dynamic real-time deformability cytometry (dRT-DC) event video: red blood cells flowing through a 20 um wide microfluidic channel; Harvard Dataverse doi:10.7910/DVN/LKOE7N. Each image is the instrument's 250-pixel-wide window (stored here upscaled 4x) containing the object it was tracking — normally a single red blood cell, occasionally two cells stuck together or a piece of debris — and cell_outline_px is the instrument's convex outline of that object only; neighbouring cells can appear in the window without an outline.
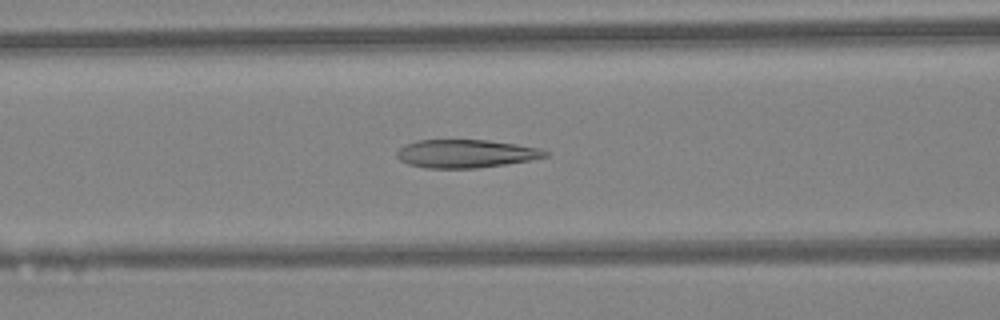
{"species": "Egyptian fruit bat (a non-hibernating species)", "species_latin": "Rousettus aegyptiacus", "temperature_condition": "warm", "stored_images_in_passage": 39, "camera_frame_rate_fps": 3000, "um_per_image_px": 0.085, "animal": {"sex": "female"}, "frame": {"image": 1, "passage_image": 13, "time_ms": 4.0, "image_size_px": [1000, 320], "cell_outline_px": [[548, 156], [528, 160], [504, 164], [476, 168], [424, 168], [408, 164], [400, 160], [396, 156], [396, 152], [404, 144], [416, 140], [488, 140], [516, 144], [540, 148], [548, 152]], "centroid_in_image_um": [39.54, 13.05], "position_along_channel_um": 127.1, "area_um2": 24.33}}
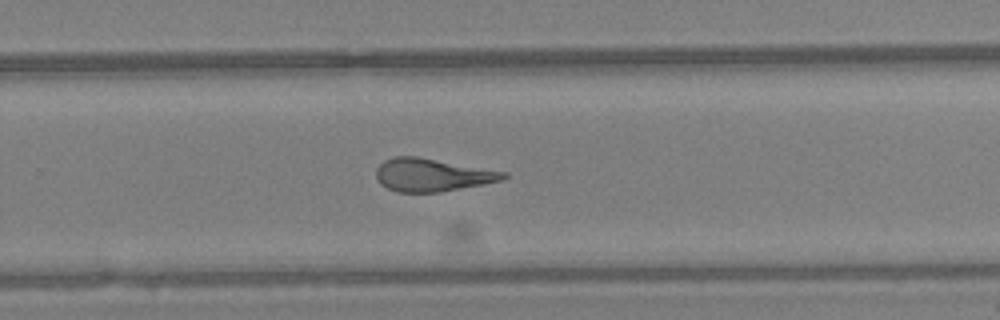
{"frame": {"image": 2, "passage_image": 24, "time_ms": 7.667, "image_size_px": [1000, 320], "cell_outline_px": [[508, 176], [504, 180], [484, 184], [440, 192], [396, 192], [380, 184], [376, 176], [376, 168], [384, 160], [396, 156], [416, 156], [508, 172]], "centroid_in_image_um": [36.74, 14.87], "position_along_channel_um": 293.1, "area_um2": 24.45}}
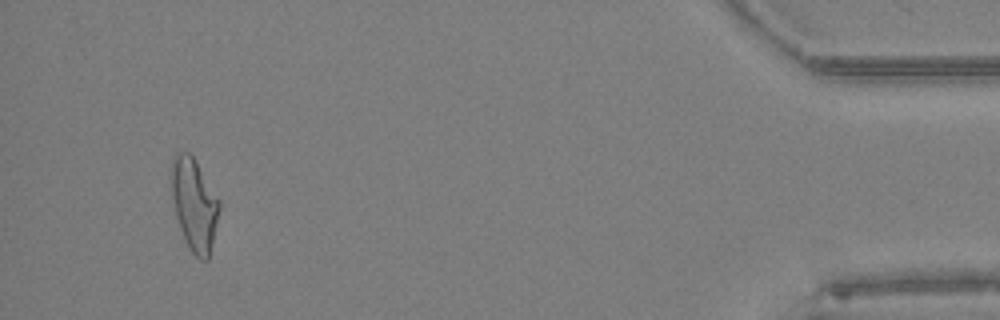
{"frame": {"image": 3, "passage_image": 37, "time_ms": 12.0, "image_size_px": [1000, 320], "cell_outline_px": [[220, 204], [208, 260], [200, 260], [192, 252], [180, 228], [176, 216], [172, 196], [172, 156], [176, 152], [188, 152], [192, 156], [220, 200]], "centroid_in_image_um": [16.5, 17.35], "position_along_channel_um": 418.7, "area_um2": 25.03}, "authors_computed_cell_mechanics": {"area_um2": 25.0274, "velocity_mm_per_s": 4.5404, "shape_relaxation_time_tau1_ms": 9.067, "shape_relaxation_time_tau2_ms": 1.9208, "deformation_change_tau1": 0.2533, "deformation_change_tau2": 0.1216}}